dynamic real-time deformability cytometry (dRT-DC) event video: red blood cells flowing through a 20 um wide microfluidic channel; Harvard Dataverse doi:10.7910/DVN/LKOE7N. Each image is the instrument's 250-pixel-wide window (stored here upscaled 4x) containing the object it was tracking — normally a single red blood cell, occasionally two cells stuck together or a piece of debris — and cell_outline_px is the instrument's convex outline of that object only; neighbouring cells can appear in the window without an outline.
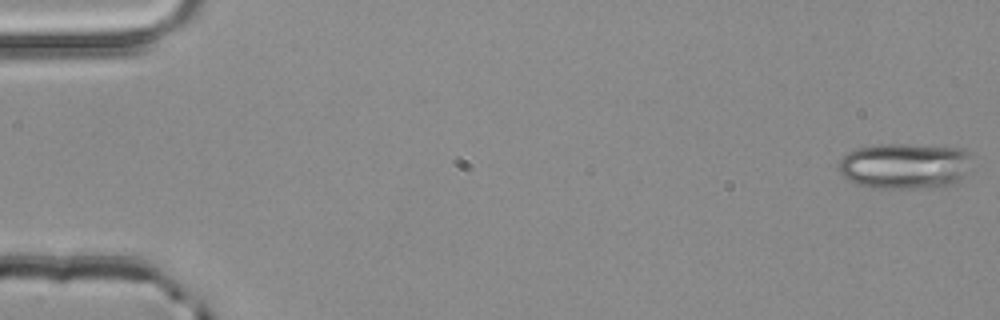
{"species": "common noctule bat (a hibernating species)", "species_latin": "Nyctalus noctula", "temperature_condition": "room temperature", "stored_images_in_passage": 4, "camera_frame_rate_fps": 3000, "um_per_image_px": 0.085, "animal": {"sex": "male", "body_mass_g": 20.4}, "frame": {"image": 1, "passage_image": 1, "time_ms": 0.0, "image_size_px": [1000, 320], "cell_outline_px": [[968, 172], [956, 184], [936, 188], [868, 188], [856, 184], [848, 180], [840, 172], [836, 164], [848, 152], [856, 148], [876, 144], [908, 144], [964, 148], [968, 152]], "centroid_in_image_um": [76.89, 14.11], "position_along_channel_um": 8.1, "area_um2": 36.18}}